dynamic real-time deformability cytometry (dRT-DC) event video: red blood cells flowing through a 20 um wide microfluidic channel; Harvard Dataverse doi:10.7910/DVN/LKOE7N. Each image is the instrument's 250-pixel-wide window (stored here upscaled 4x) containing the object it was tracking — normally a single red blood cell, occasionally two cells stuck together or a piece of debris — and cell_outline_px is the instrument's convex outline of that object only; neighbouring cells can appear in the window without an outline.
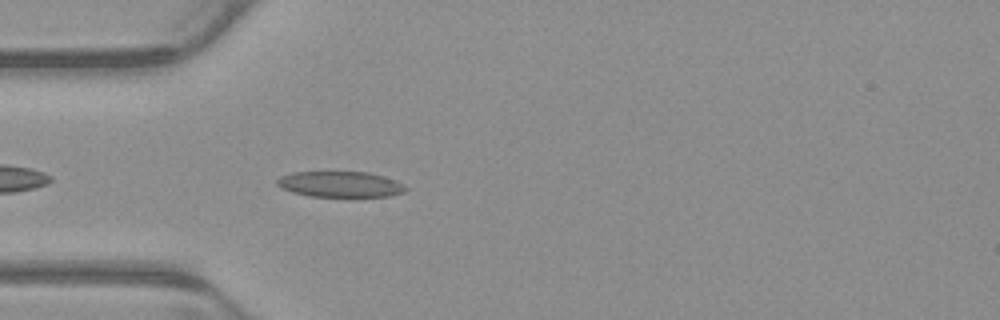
{"species": "common noctule bat (a hibernating species)", "species_latin": "Nyctalus noctula", "temperature_condition": "warm", "stored_images_in_passage": 4, "camera_frame_rate_fps": 3000, "um_per_image_px": 0.085, "animal": {"sex": "male", "body_mass_g": 23.1, "forearm_length_mm": 52.7}, "frame": {"image": 1, "passage_image": 4, "time_ms": 1.0, "image_size_px": [1000, 320], "cell_outline_px": [[408, 188], [404, 192], [388, 196], [352, 200], [308, 196], [292, 192], [280, 188], [276, 184], [276, 180], [280, 176], [292, 172], [368, 172], [384, 176], [396, 180], [404, 184]], "centroid_in_image_um": [28.95, 15.72], "position_along_channel_um": 56.1, "area_um2": 20.52}}